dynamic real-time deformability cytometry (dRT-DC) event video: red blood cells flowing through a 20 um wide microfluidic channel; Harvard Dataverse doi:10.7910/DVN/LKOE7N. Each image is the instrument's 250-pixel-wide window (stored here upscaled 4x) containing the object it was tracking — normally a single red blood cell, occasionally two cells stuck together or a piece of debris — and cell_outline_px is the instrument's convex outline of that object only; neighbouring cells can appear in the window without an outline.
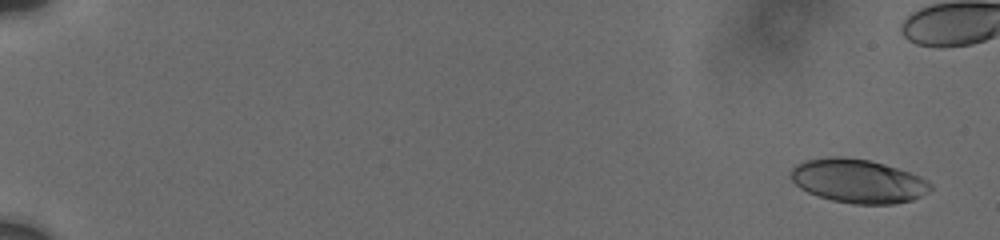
{"species": "human", "species_latin": "Homo sapiens", "temperature_condition": "cold", "stored_images_in_passage": 64, "camera_frame_rate_fps": 3000, "um_per_image_px": 0.085, "donor": {"sex": "male"}, "frame": {"image": 1, "passage_image": 1, "time_ms": 0.0, "image_size_px": [1000, 240], "cell_outline_px": [[932, 188], [928, 192], [912, 200], [892, 204], [852, 204], [832, 200], [808, 192], [800, 188], [788, 176], [792, 168], [796, 164], [808, 160], [832, 156], [836, 156], [868, 160], [884, 164], [920, 176], [928, 180], [932, 184]], "centroid_in_image_um": [72.93, 15.39], "position_along_channel_um": 12.1, "area_um2": 35.49}}
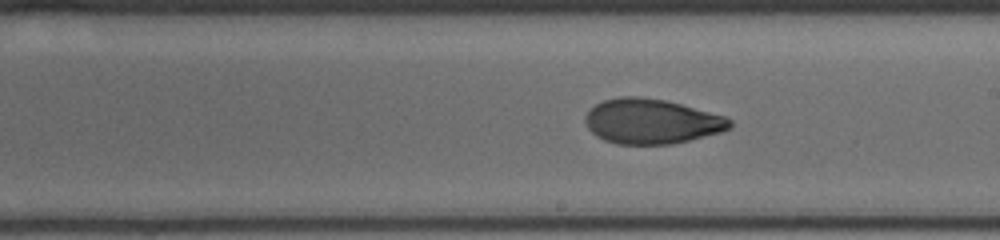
{"frame": {"image": 2, "passage_image": 48, "time_ms": 11.0, "image_size_px": [1000, 240], "cell_outline_px": [[732, 124], [728, 128], [720, 132], [672, 144], [616, 144], [604, 140], [596, 136], [588, 128], [584, 120], [584, 116], [596, 104], [604, 100], [620, 96], [640, 96], [664, 100], [680, 104], [724, 116], [732, 120]], "centroid_in_image_um": [55.33, 10.31], "position_along_channel_um": 233.7, "area_um2": 37.57}}
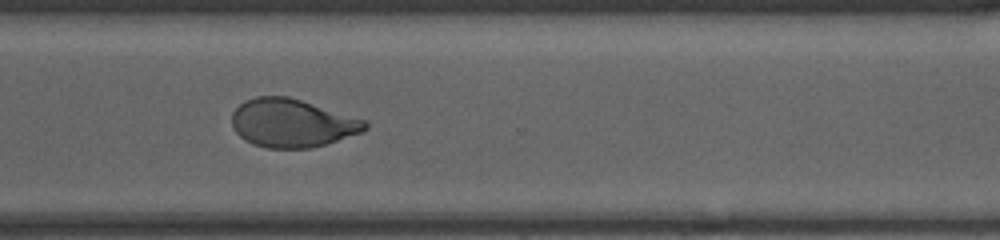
{"frame": {"image": 3, "passage_image": 63, "time_ms": 14.0, "image_size_px": [1000, 240], "cell_outline_px": [[368, 128], [360, 132], [312, 148], [268, 148], [252, 144], [244, 140], [236, 132], [232, 124], [232, 112], [244, 100], [256, 96], [288, 96], [364, 120], [368, 124]], "centroid_in_image_um": [24.76, 10.46], "position_along_channel_um": 345.8, "area_um2": 37.05}}